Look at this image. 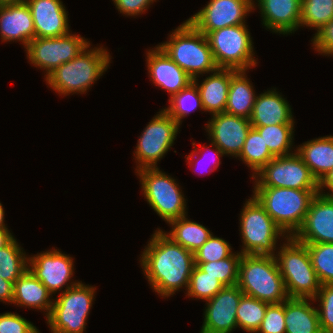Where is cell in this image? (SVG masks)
<instances>
[{"instance_id":"cell-13","label":"cell","mask_w":333,"mask_h":333,"mask_svg":"<svg viewBox=\"0 0 333 333\" xmlns=\"http://www.w3.org/2000/svg\"><path fill=\"white\" fill-rule=\"evenodd\" d=\"M90 45L81 35L68 33L60 37L34 38L25 48L27 58L34 67L46 71L47 77L60 65L71 61Z\"/></svg>"},{"instance_id":"cell-18","label":"cell","mask_w":333,"mask_h":333,"mask_svg":"<svg viewBox=\"0 0 333 333\" xmlns=\"http://www.w3.org/2000/svg\"><path fill=\"white\" fill-rule=\"evenodd\" d=\"M293 237L304 244L333 243V196L317 193Z\"/></svg>"},{"instance_id":"cell-28","label":"cell","mask_w":333,"mask_h":333,"mask_svg":"<svg viewBox=\"0 0 333 333\" xmlns=\"http://www.w3.org/2000/svg\"><path fill=\"white\" fill-rule=\"evenodd\" d=\"M246 70H238L232 77L225 112L250 119L256 94Z\"/></svg>"},{"instance_id":"cell-29","label":"cell","mask_w":333,"mask_h":333,"mask_svg":"<svg viewBox=\"0 0 333 333\" xmlns=\"http://www.w3.org/2000/svg\"><path fill=\"white\" fill-rule=\"evenodd\" d=\"M186 217L187 216H183L170 221L168 223L172 226L170 232H163L174 243L194 253L213 233L202 224L191 221Z\"/></svg>"},{"instance_id":"cell-34","label":"cell","mask_w":333,"mask_h":333,"mask_svg":"<svg viewBox=\"0 0 333 333\" xmlns=\"http://www.w3.org/2000/svg\"><path fill=\"white\" fill-rule=\"evenodd\" d=\"M268 305L254 297L243 295L236 311L238 327L249 333H257Z\"/></svg>"},{"instance_id":"cell-6","label":"cell","mask_w":333,"mask_h":333,"mask_svg":"<svg viewBox=\"0 0 333 333\" xmlns=\"http://www.w3.org/2000/svg\"><path fill=\"white\" fill-rule=\"evenodd\" d=\"M276 251L275 259L289 298L314 299L321 283L312 266L306 244L293 236ZM278 253V254H277Z\"/></svg>"},{"instance_id":"cell-8","label":"cell","mask_w":333,"mask_h":333,"mask_svg":"<svg viewBox=\"0 0 333 333\" xmlns=\"http://www.w3.org/2000/svg\"><path fill=\"white\" fill-rule=\"evenodd\" d=\"M96 288L79 282L54 299L46 317L51 333H83L95 299Z\"/></svg>"},{"instance_id":"cell-12","label":"cell","mask_w":333,"mask_h":333,"mask_svg":"<svg viewBox=\"0 0 333 333\" xmlns=\"http://www.w3.org/2000/svg\"><path fill=\"white\" fill-rule=\"evenodd\" d=\"M252 179H255L253 187L318 190L317 179L297 152L274 157Z\"/></svg>"},{"instance_id":"cell-41","label":"cell","mask_w":333,"mask_h":333,"mask_svg":"<svg viewBox=\"0 0 333 333\" xmlns=\"http://www.w3.org/2000/svg\"><path fill=\"white\" fill-rule=\"evenodd\" d=\"M285 301L269 304L257 333H285Z\"/></svg>"},{"instance_id":"cell-38","label":"cell","mask_w":333,"mask_h":333,"mask_svg":"<svg viewBox=\"0 0 333 333\" xmlns=\"http://www.w3.org/2000/svg\"><path fill=\"white\" fill-rule=\"evenodd\" d=\"M225 286L216 277H212L201 270L197 265L194 266L190 276L187 296L209 300L213 298Z\"/></svg>"},{"instance_id":"cell-23","label":"cell","mask_w":333,"mask_h":333,"mask_svg":"<svg viewBox=\"0 0 333 333\" xmlns=\"http://www.w3.org/2000/svg\"><path fill=\"white\" fill-rule=\"evenodd\" d=\"M282 96L275 88L256 96L250 117L251 126L294 124L292 108Z\"/></svg>"},{"instance_id":"cell-50","label":"cell","mask_w":333,"mask_h":333,"mask_svg":"<svg viewBox=\"0 0 333 333\" xmlns=\"http://www.w3.org/2000/svg\"><path fill=\"white\" fill-rule=\"evenodd\" d=\"M26 0H0V5L11 4V3H20L25 2Z\"/></svg>"},{"instance_id":"cell-25","label":"cell","mask_w":333,"mask_h":333,"mask_svg":"<svg viewBox=\"0 0 333 333\" xmlns=\"http://www.w3.org/2000/svg\"><path fill=\"white\" fill-rule=\"evenodd\" d=\"M53 301L52 294L29 269L14 282L12 303L17 306L41 309L47 312L45 315L48 316Z\"/></svg>"},{"instance_id":"cell-11","label":"cell","mask_w":333,"mask_h":333,"mask_svg":"<svg viewBox=\"0 0 333 333\" xmlns=\"http://www.w3.org/2000/svg\"><path fill=\"white\" fill-rule=\"evenodd\" d=\"M147 124L138 139L133 155L136 171L143 168H156L157 162L164 157L174 144L180 125L163 109L157 112Z\"/></svg>"},{"instance_id":"cell-43","label":"cell","mask_w":333,"mask_h":333,"mask_svg":"<svg viewBox=\"0 0 333 333\" xmlns=\"http://www.w3.org/2000/svg\"><path fill=\"white\" fill-rule=\"evenodd\" d=\"M311 41L319 54L333 56V19L318 30Z\"/></svg>"},{"instance_id":"cell-2","label":"cell","mask_w":333,"mask_h":333,"mask_svg":"<svg viewBox=\"0 0 333 333\" xmlns=\"http://www.w3.org/2000/svg\"><path fill=\"white\" fill-rule=\"evenodd\" d=\"M110 57L103 46L92 49L88 45L78 56L51 72L45 78L46 83L59 95L84 94L107 70Z\"/></svg>"},{"instance_id":"cell-33","label":"cell","mask_w":333,"mask_h":333,"mask_svg":"<svg viewBox=\"0 0 333 333\" xmlns=\"http://www.w3.org/2000/svg\"><path fill=\"white\" fill-rule=\"evenodd\" d=\"M169 107L163 109L169 114L179 125L182 119L188 116L192 111L201 109L204 111L200 92L194 82L190 83L179 93L169 98Z\"/></svg>"},{"instance_id":"cell-45","label":"cell","mask_w":333,"mask_h":333,"mask_svg":"<svg viewBox=\"0 0 333 333\" xmlns=\"http://www.w3.org/2000/svg\"><path fill=\"white\" fill-rule=\"evenodd\" d=\"M211 145H212V147L213 148H215L214 150H212V152H213V158H214V161H213V167L210 169L211 171L210 172H212V171H214V170H216L218 167H219V165L221 164V161H220V157L221 156H223L224 155V153L213 143V142H211L210 143ZM192 145H193V147H194V150L189 154V155H187L186 157V160H188V163L190 164L189 166L191 167V166H193L194 164H199L200 162H202L204 159V157H205V153H204V155H202V157L201 156H199L200 158H198L197 159V157H198V155H199V152L200 153H202L201 152V150H205L206 148L207 149H210L209 147H207V146H201V147H199V148H196L195 147V145H196V143L195 142H193L192 143ZM200 150V151H199ZM208 150H206V152H207ZM198 152V153H197ZM208 154V153H207ZM212 154V153H211ZM204 156V157H203ZM196 158V161H195V158ZM193 159H194V161H193ZM199 160V161H198ZM202 160V161H201ZM198 162V163H197ZM204 162V161H203ZM202 162V163H203ZM201 165V164H200ZM207 173H208V171H207ZM200 174V173H199Z\"/></svg>"},{"instance_id":"cell-15","label":"cell","mask_w":333,"mask_h":333,"mask_svg":"<svg viewBox=\"0 0 333 333\" xmlns=\"http://www.w3.org/2000/svg\"><path fill=\"white\" fill-rule=\"evenodd\" d=\"M73 262L69 255L54 248L28 257V269L51 294H55L64 286L66 287L63 291L79 283V281L69 282L74 273Z\"/></svg>"},{"instance_id":"cell-1","label":"cell","mask_w":333,"mask_h":333,"mask_svg":"<svg viewBox=\"0 0 333 333\" xmlns=\"http://www.w3.org/2000/svg\"><path fill=\"white\" fill-rule=\"evenodd\" d=\"M140 264L151 288L161 297H170L185 287L195 266L194 253L174 243L158 228L144 249Z\"/></svg>"},{"instance_id":"cell-26","label":"cell","mask_w":333,"mask_h":333,"mask_svg":"<svg viewBox=\"0 0 333 333\" xmlns=\"http://www.w3.org/2000/svg\"><path fill=\"white\" fill-rule=\"evenodd\" d=\"M295 151L318 182L333 170V136L312 139L297 146Z\"/></svg>"},{"instance_id":"cell-30","label":"cell","mask_w":333,"mask_h":333,"mask_svg":"<svg viewBox=\"0 0 333 333\" xmlns=\"http://www.w3.org/2000/svg\"><path fill=\"white\" fill-rule=\"evenodd\" d=\"M252 127L260 133L263 141L275 157L293 154L291 148H293L294 124H275Z\"/></svg>"},{"instance_id":"cell-10","label":"cell","mask_w":333,"mask_h":333,"mask_svg":"<svg viewBox=\"0 0 333 333\" xmlns=\"http://www.w3.org/2000/svg\"><path fill=\"white\" fill-rule=\"evenodd\" d=\"M248 25L241 24L210 31L206 37L218 68L248 70L258 63Z\"/></svg>"},{"instance_id":"cell-14","label":"cell","mask_w":333,"mask_h":333,"mask_svg":"<svg viewBox=\"0 0 333 333\" xmlns=\"http://www.w3.org/2000/svg\"><path fill=\"white\" fill-rule=\"evenodd\" d=\"M253 0H210L199 12L187 19L197 30L210 31L245 24L248 13L255 9Z\"/></svg>"},{"instance_id":"cell-40","label":"cell","mask_w":333,"mask_h":333,"mask_svg":"<svg viewBox=\"0 0 333 333\" xmlns=\"http://www.w3.org/2000/svg\"><path fill=\"white\" fill-rule=\"evenodd\" d=\"M320 302L317 309L322 333H333V284L321 285L313 301Z\"/></svg>"},{"instance_id":"cell-17","label":"cell","mask_w":333,"mask_h":333,"mask_svg":"<svg viewBox=\"0 0 333 333\" xmlns=\"http://www.w3.org/2000/svg\"><path fill=\"white\" fill-rule=\"evenodd\" d=\"M206 128L213 142L224 155H240L247 135L252 128L250 119L228 114L226 112L212 115Z\"/></svg>"},{"instance_id":"cell-20","label":"cell","mask_w":333,"mask_h":333,"mask_svg":"<svg viewBox=\"0 0 333 333\" xmlns=\"http://www.w3.org/2000/svg\"><path fill=\"white\" fill-rule=\"evenodd\" d=\"M30 9L35 38L60 37L70 33L68 12L61 0H26Z\"/></svg>"},{"instance_id":"cell-9","label":"cell","mask_w":333,"mask_h":333,"mask_svg":"<svg viewBox=\"0 0 333 333\" xmlns=\"http://www.w3.org/2000/svg\"><path fill=\"white\" fill-rule=\"evenodd\" d=\"M147 203L164 221L187 216L186 199L179 183L159 167L143 168L136 172Z\"/></svg>"},{"instance_id":"cell-35","label":"cell","mask_w":333,"mask_h":333,"mask_svg":"<svg viewBox=\"0 0 333 333\" xmlns=\"http://www.w3.org/2000/svg\"><path fill=\"white\" fill-rule=\"evenodd\" d=\"M333 19V0H302L300 27L316 31Z\"/></svg>"},{"instance_id":"cell-32","label":"cell","mask_w":333,"mask_h":333,"mask_svg":"<svg viewBox=\"0 0 333 333\" xmlns=\"http://www.w3.org/2000/svg\"><path fill=\"white\" fill-rule=\"evenodd\" d=\"M14 238L0 249V277L14 282L28 269V257Z\"/></svg>"},{"instance_id":"cell-21","label":"cell","mask_w":333,"mask_h":333,"mask_svg":"<svg viewBox=\"0 0 333 333\" xmlns=\"http://www.w3.org/2000/svg\"><path fill=\"white\" fill-rule=\"evenodd\" d=\"M0 39L20 41L26 48L35 38L33 18L25 2L0 5Z\"/></svg>"},{"instance_id":"cell-24","label":"cell","mask_w":333,"mask_h":333,"mask_svg":"<svg viewBox=\"0 0 333 333\" xmlns=\"http://www.w3.org/2000/svg\"><path fill=\"white\" fill-rule=\"evenodd\" d=\"M237 71L231 68H217L203 79L201 84L198 83V78L193 79L200 92L204 112L208 111L211 115L225 112L231 77Z\"/></svg>"},{"instance_id":"cell-36","label":"cell","mask_w":333,"mask_h":333,"mask_svg":"<svg viewBox=\"0 0 333 333\" xmlns=\"http://www.w3.org/2000/svg\"><path fill=\"white\" fill-rule=\"evenodd\" d=\"M234 252L231 256L219 261L195 262L201 270L216 277L224 286H234L238 282L239 263L242 254Z\"/></svg>"},{"instance_id":"cell-31","label":"cell","mask_w":333,"mask_h":333,"mask_svg":"<svg viewBox=\"0 0 333 333\" xmlns=\"http://www.w3.org/2000/svg\"><path fill=\"white\" fill-rule=\"evenodd\" d=\"M238 157L253 171V177L275 156L268 149L260 133L252 127Z\"/></svg>"},{"instance_id":"cell-22","label":"cell","mask_w":333,"mask_h":333,"mask_svg":"<svg viewBox=\"0 0 333 333\" xmlns=\"http://www.w3.org/2000/svg\"><path fill=\"white\" fill-rule=\"evenodd\" d=\"M266 29L287 35L300 27L302 0H256Z\"/></svg>"},{"instance_id":"cell-4","label":"cell","mask_w":333,"mask_h":333,"mask_svg":"<svg viewBox=\"0 0 333 333\" xmlns=\"http://www.w3.org/2000/svg\"><path fill=\"white\" fill-rule=\"evenodd\" d=\"M253 193L275 224L290 237L302 226L318 190L254 187Z\"/></svg>"},{"instance_id":"cell-37","label":"cell","mask_w":333,"mask_h":333,"mask_svg":"<svg viewBox=\"0 0 333 333\" xmlns=\"http://www.w3.org/2000/svg\"><path fill=\"white\" fill-rule=\"evenodd\" d=\"M321 285L333 284V243L306 244Z\"/></svg>"},{"instance_id":"cell-44","label":"cell","mask_w":333,"mask_h":333,"mask_svg":"<svg viewBox=\"0 0 333 333\" xmlns=\"http://www.w3.org/2000/svg\"><path fill=\"white\" fill-rule=\"evenodd\" d=\"M120 13L126 16H138L145 13L156 0H112Z\"/></svg>"},{"instance_id":"cell-39","label":"cell","mask_w":333,"mask_h":333,"mask_svg":"<svg viewBox=\"0 0 333 333\" xmlns=\"http://www.w3.org/2000/svg\"><path fill=\"white\" fill-rule=\"evenodd\" d=\"M233 254L230 244L223 238L214 236L194 252L195 262H213L225 259Z\"/></svg>"},{"instance_id":"cell-47","label":"cell","mask_w":333,"mask_h":333,"mask_svg":"<svg viewBox=\"0 0 333 333\" xmlns=\"http://www.w3.org/2000/svg\"><path fill=\"white\" fill-rule=\"evenodd\" d=\"M330 192L325 193L323 188ZM318 193L326 196H333V170L329 171L323 176V178L318 182Z\"/></svg>"},{"instance_id":"cell-27","label":"cell","mask_w":333,"mask_h":333,"mask_svg":"<svg viewBox=\"0 0 333 333\" xmlns=\"http://www.w3.org/2000/svg\"><path fill=\"white\" fill-rule=\"evenodd\" d=\"M309 301L313 299L285 300V333H322L317 308Z\"/></svg>"},{"instance_id":"cell-3","label":"cell","mask_w":333,"mask_h":333,"mask_svg":"<svg viewBox=\"0 0 333 333\" xmlns=\"http://www.w3.org/2000/svg\"><path fill=\"white\" fill-rule=\"evenodd\" d=\"M169 40L158 46L192 79L212 73L218 67L205 34L188 20L178 26Z\"/></svg>"},{"instance_id":"cell-19","label":"cell","mask_w":333,"mask_h":333,"mask_svg":"<svg viewBox=\"0 0 333 333\" xmlns=\"http://www.w3.org/2000/svg\"><path fill=\"white\" fill-rule=\"evenodd\" d=\"M146 54L150 81L170 93V98L193 82V79L158 45Z\"/></svg>"},{"instance_id":"cell-5","label":"cell","mask_w":333,"mask_h":333,"mask_svg":"<svg viewBox=\"0 0 333 333\" xmlns=\"http://www.w3.org/2000/svg\"><path fill=\"white\" fill-rule=\"evenodd\" d=\"M237 285L244 295L268 304L289 298L274 256L242 254Z\"/></svg>"},{"instance_id":"cell-16","label":"cell","mask_w":333,"mask_h":333,"mask_svg":"<svg viewBox=\"0 0 333 333\" xmlns=\"http://www.w3.org/2000/svg\"><path fill=\"white\" fill-rule=\"evenodd\" d=\"M244 293L238 285L225 286L205 301L204 321L200 333H231L238 327L236 311Z\"/></svg>"},{"instance_id":"cell-48","label":"cell","mask_w":333,"mask_h":333,"mask_svg":"<svg viewBox=\"0 0 333 333\" xmlns=\"http://www.w3.org/2000/svg\"><path fill=\"white\" fill-rule=\"evenodd\" d=\"M13 239L14 236L9 229H0V249L7 246Z\"/></svg>"},{"instance_id":"cell-7","label":"cell","mask_w":333,"mask_h":333,"mask_svg":"<svg viewBox=\"0 0 333 333\" xmlns=\"http://www.w3.org/2000/svg\"><path fill=\"white\" fill-rule=\"evenodd\" d=\"M240 215L243 243L240 253L275 256L277 239L287 236L253 195L244 204Z\"/></svg>"},{"instance_id":"cell-46","label":"cell","mask_w":333,"mask_h":333,"mask_svg":"<svg viewBox=\"0 0 333 333\" xmlns=\"http://www.w3.org/2000/svg\"><path fill=\"white\" fill-rule=\"evenodd\" d=\"M13 288L14 284L10 281L4 280L0 277V302L11 303L13 302Z\"/></svg>"},{"instance_id":"cell-42","label":"cell","mask_w":333,"mask_h":333,"mask_svg":"<svg viewBox=\"0 0 333 333\" xmlns=\"http://www.w3.org/2000/svg\"><path fill=\"white\" fill-rule=\"evenodd\" d=\"M0 333H40L38 329L19 314H0Z\"/></svg>"},{"instance_id":"cell-49","label":"cell","mask_w":333,"mask_h":333,"mask_svg":"<svg viewBox=\"0 0 333 333\" xmlns=\"http://www.w3.org/2000/svg\"><path fill=\"white\" fill-rule=\"evenodd\" d=\"M4 207L2 206L1 202H0V229H8L5 225V217H4V214H5V211L3 209Z\"/></svg>"}]
</instances>
